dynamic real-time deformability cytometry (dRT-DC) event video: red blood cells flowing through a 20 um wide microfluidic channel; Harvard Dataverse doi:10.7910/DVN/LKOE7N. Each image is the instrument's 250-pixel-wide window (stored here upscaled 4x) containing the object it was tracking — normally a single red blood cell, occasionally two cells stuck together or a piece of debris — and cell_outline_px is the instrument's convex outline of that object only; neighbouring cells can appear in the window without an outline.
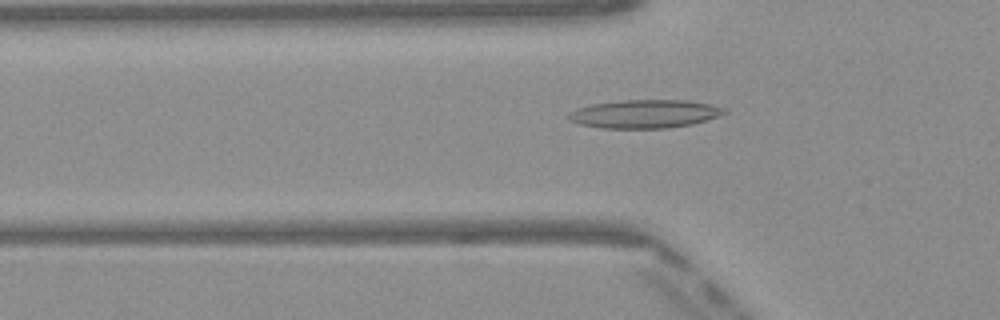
{"species": "Egyptian fruit bat (a non-hibernating species)", "species_latin": "Rousettus aegyptiacus", "temperature_condition": "warm", "stored_images_in_passage": 40, "camera_frame_rate_fps": 3000, "um_per_image_px": 0.085, "frame": {"image": 1, "passage_image": 7, "time_ms": 2.0, "image_size_px": [1000, 320], "cell_outline_px": [[728, 112], [692, 124], [668, 128], [600, 128], [580, 124], [568, 120], [568, 112], [576, 108], [592, 104], [620, 100], [684, 100], [708, 104], [724, 108]], "centroid_in_image_um": [54.72, 9.68], "position_along_channel_um": 71.1, "area_um2": 25.61}}
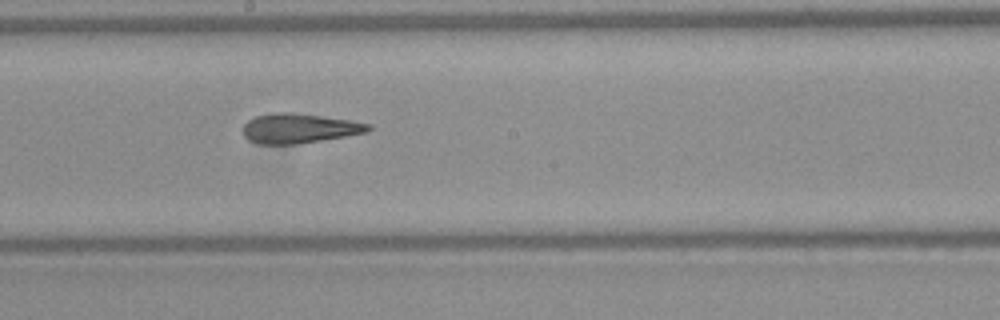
{"frame": {"image": 2, "passage_image": 18, "time_ms": 5.667, "image_size_px": [1000, 320], "cell_outline_px": [[372, 128], [368, 132], [296, 144], [260, 144], [248, 140], [244, 136], [244, 124], [248, 120], [256, 116], [272, 112], [292, 112], [352, 120], [372, 124]], "centroid_in_image_um": [25.44, 10.9], "position_along_channel_um": 222.8, "area_um2": 21.68}}
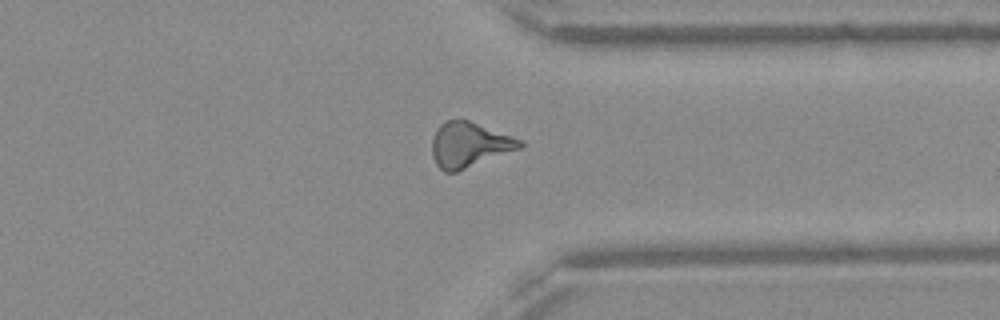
{"frame": {"image": 3, "passage_image": 29, "time_ms": 9.333, "image_size_px": [1000, 320], "cell_outline_px": [[524, 144], [520, 148], [456, 172], [444, 172], [436, 164], [432, 156], [432, 140], [440, 124], [444, 120], [468, 120], [524, 140]], "centroid_in_image_um": [39.88, 12.3], "position_along_channel_um": 371.5, "area_um2": 22.89}, "authors_computed_cell_mechanics": {"area_um2": 21.9062, "velocity_mm_per_s": 4.1094, "shape_relaxation_time_tau1_ms": null, "shape_relaxation_time_tau2_ms": 1.6625, "deformation_change_tau1": null, "deformation_change_tau2": 0.1228}}